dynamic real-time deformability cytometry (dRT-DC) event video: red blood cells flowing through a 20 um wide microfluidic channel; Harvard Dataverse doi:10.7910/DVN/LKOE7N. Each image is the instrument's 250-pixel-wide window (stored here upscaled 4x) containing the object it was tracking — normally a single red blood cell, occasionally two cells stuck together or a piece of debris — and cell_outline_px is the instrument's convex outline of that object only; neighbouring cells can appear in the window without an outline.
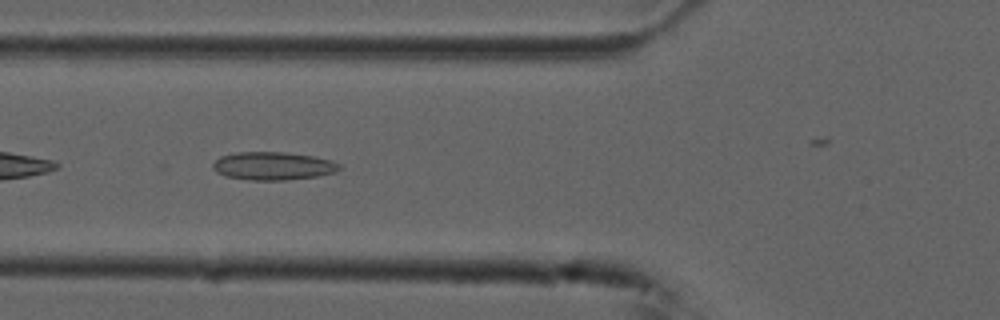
{"species": "common noctule bat (a hibernating species)", "species_latin": "Nyctalus noctula", "temperature_condition": "cold", "stored_images_in_passage": 12, "camera_frame_rate_fps": 3000, "um_per_image_px": 0.085, "animal": {"sex": "male", "forearm_length_mm": 52.5}, "frame": {"image": 1, "passage_image": 5, "time_ms": 1.333, "image_size_px": [1000, 320], "cell_outline_px": [[340, 168], [336, 172], [316, 176], [284, 180], [248, 180], [228, 176], [216, 172], [212, 168], [212, 164], [220, 156], [236, 152], [284, 152], [312, 156], [332, 160], [340, 164]], "centroid_in_image_um": [23.2, 14.1], "position_along_channel_um": 102.6, "area_um2": 20.63}}
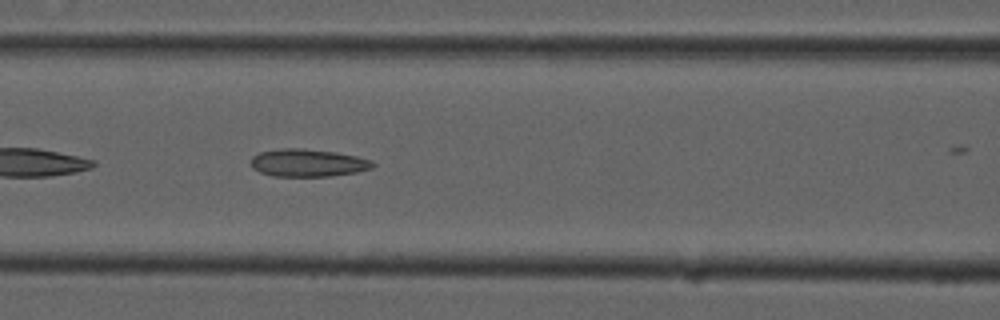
{"frame": {"image": 2, "passage_image": 8, "time_ms": 2.333, "image_size_px": [1000, 320], "cell_outline_px": [[376, 164], [372, 168], [356, 172], [332, 176], [272, 176], [260, 172], [252, 168], [252, 156], [260, 152], [280, 148], [300, 148], [336, 152], [356, 156], [372, 160]], "centroid_in_image_um": [26.18, 13.84], "position_along_channel_um": 140.4, "area_um2": 19.65}}